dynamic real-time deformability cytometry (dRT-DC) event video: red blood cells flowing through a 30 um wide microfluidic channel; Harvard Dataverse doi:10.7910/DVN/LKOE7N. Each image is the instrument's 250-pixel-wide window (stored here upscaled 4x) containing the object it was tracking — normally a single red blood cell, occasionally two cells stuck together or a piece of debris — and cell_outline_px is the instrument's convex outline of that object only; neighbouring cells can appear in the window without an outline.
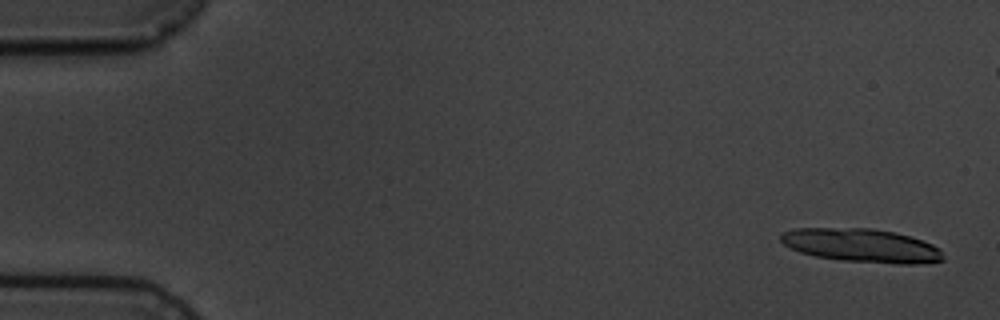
{"species": "common noctule bat (a hibernating species)", "species_latin": "Nyctalus noctula", "temperature_condition": "cold", "stored_images_in_passage": 6, "camera_frame_rate_fps": 3000, "um_per_image_px": 0.085, "animal": {"sex": "male", "body_mass_g": 19.5, "forearm_length_mm": 54.6}, "frame": {"image": 1, "passage_image": 1, "time_ms": 0.0, "image_size_px": [1000, 320], "cell_outline_px": [[944, 260], [916, 264], [896, 264], [844, 260], [816, 256], [800, 252], [784, 244], [780, 240], [780, 236], [784, 232], [796, 228], [872, 228], [892, 232], [908, 236], [932, 244], [940, 248]], "centroid_in_image_um": [73.24, 20.86], "position_along_channel_um": 11.8, "area_um2": 31.44}}